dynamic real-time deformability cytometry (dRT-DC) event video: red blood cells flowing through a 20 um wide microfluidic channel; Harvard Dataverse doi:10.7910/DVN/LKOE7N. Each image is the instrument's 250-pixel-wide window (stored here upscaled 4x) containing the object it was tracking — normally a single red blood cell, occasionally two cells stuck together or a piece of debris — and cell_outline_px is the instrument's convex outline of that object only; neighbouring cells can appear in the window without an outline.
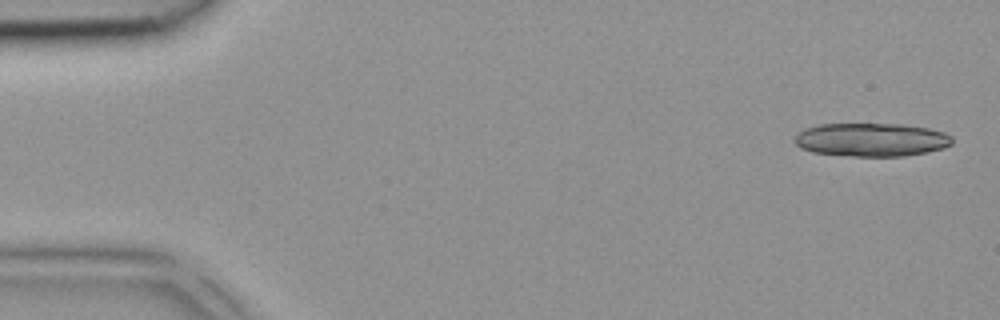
{"species": "common noctule bat (a hibernating species)", "species_latin": "Nyctalus noctula", "temperature_condition": "room temperature", "stored_images_in_passage": 4, "camera_frame_rate_fps": 3000, "um_per_image_px": 0.085, "animal": {"sex": "female", "body_mass_g": 18.4}, "frame": {"image": 1, "passage_image": 1, "time_ms": 0.0, "image_size_px": [1000, 320], "cell_outline_px": [[952, 144], [944, 148], [928, 152], [904, 156], [852, 156], [812, 152], [800, 148], [792, 140], [804, 128], [820, 124], [904, 124], [928, 128], [944, 132], [952, 136]], "centroid_in_image_um": [74.07, 11.87], "position_along_channel_um": 10.9, "area_um2": 30.87}}
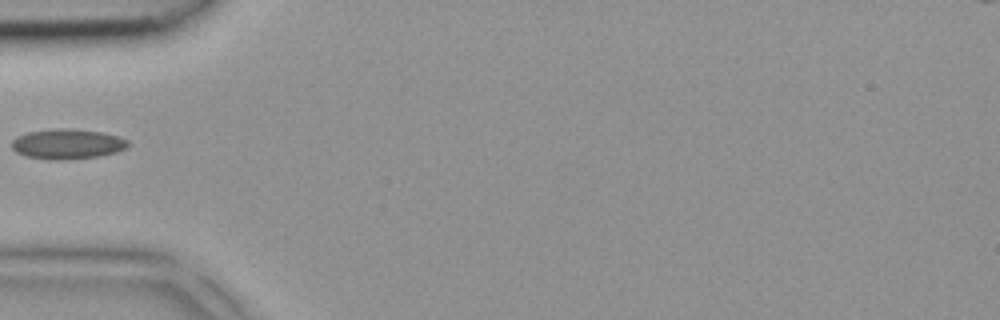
{"frame": {"image": 2, "passage_image": 4, "time_ms": 1.0, "image_size_px": [1000, 320], "cell_outline_px": [[128, 144], [124, 148], [116, 152], [100, 156], [60, 160], [48, 160], [28, 156], [16, 152], [12, 148], [12, 140], [28, 132], [60, 128], [64, 128], [100, 132], [120, 136], [128, 140]], "centroid_in_image_um": [5.73, 12.25], "position_along_channel_um": 79.3, "area_um2": 20.11}}